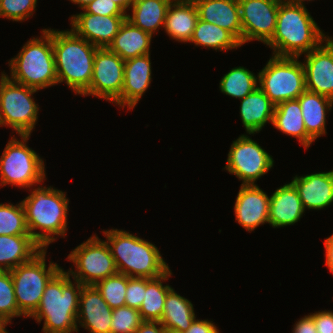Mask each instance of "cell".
Returning a JSON list of instances; mask_svg holds the SVG:
<instances>
[{
	"label": "cell",
	"instance_id": "7402d4cb",
	"mask_svg": "<svg viewBox=\"0 0 333 333\" xmlns=\"http://www.w3.org/2000/svg\"><path fill=\"white\" fill-rule=\"evenodd\" d=\"M199 19L231 32L242 45V25L238 0H200L195 3Z\"/></svg>",
	"mask_w": 333,
	"mask_h": 333
},
{
	"label": "cell",
	"instance_id": "c3c4849f",
	"mask_svg": "<svg viewBox=\"0 0 333 333\" xmlns=\"http://www.w3.org/2000/svg\"><path fill=\"white\" fill-rule=\"evenodd\" d=\"M284 1H286L287 3L293 4V5H298V6H301V7H306L305 6V1L308 2V1H312V0H284Z\"/></svg>",
	"mask_w": 333,
	"mask_h": 333
},
{
	"label": "cell",
	"instance_id": "f35d334b",
	"mask_svg": "<svg viewBox=\"0 0 333 333\" xmlns=\"http://www.w3.org/2000/svg\"><path fill=\"white\" fill-rule=\"evenodd\" d=\"M144 291H146V278L128 277L125 306L139 310L144 299Z\"/></svg>",
	"mask_w": 333,
	"mask_h": 333
},
{
	"label": "cell",
	"instance_id": "d6986e66",
	"mask_svg": "<svg viewBox=\"0 0 333 333\" xmlns=\"http://www.w3.org/2000/svg\"><path fill=\"white\" fill-rule=\"evenodd\" d=\"M150 54L125 60L121 108L133 110L151 84Z\"/></svg>",
	"mask_w": 333,
	"mask_h": 333
},
{
	"label": "cell",
	"instance_id": "681fc988",
	"mask_svg": "<svg viewBox=\"0 0 333 333\" xmlns=\"http://www.w3.org/2000/svg\"><path fill=\"white\" fill-rule=\"evenodd\" d=\"M7 322L0 317V333H8L6 330Z\"/></svg>",
	"mask_w": 333,
	"mask_h": 333
},
{
	"label": "cell",
	"instance_id": "3957f363",
	"mask_svg": "<svg viewBox=\"0 0 333 333\" xmlns=\"http://www.w3.org/2000/svg\"><path fill=\"white\" fill-rule=\"evenodd\" d=\"M30 192L29 196L21 201L27 228L32 238L43 249H47L56 238L66 235L69 199L62 190L40 184ZM37 229L40 232H37Z\"/></svg>",
	"mask_w": 333,
	"mask_h": 333
},
{
	"label": "cell",
	"instance_id": "44dd1931",
	"mask_svg": "<svg viewBox=\"0 0 333 333\" xmlns=\"http://www.w3.org/2000/svg\"><path fill=\"white\" fill-rule=\"evenodd\" d=\"M268 222L273 228L294 225L300 221L305 209L292 182L277 188L270 196Z\"/></svg>",
	"mask_w": 333,
	"mask_h": 333
},
{
	"label": "cell",
	"instance_id": "9c48e42d",
	"mask_svg": "<svg viewBox=\"0 0 333 333\" xmlns=\"http://www.w3.org/2000/svg\"><path fill=\"white\" fill-rule=\"evenodd\" d=\"M46 249H42L30 261L10 271L19 312L26 318L38 308L45 287L61 269L54 262L46 265Z\"/></svg>",
	"mask_w": 333,
	"mask_h": 333
},
{
	"label": "cell",
	"instance_id": "e575fe53",
	"mask_svg": "<svg viewBox=\"0 0 333 333\" xmlns=\"http://www.w3.org/2000/svg\"><path fill=\"white\" fill-rule=\"evenodd\" d=\"M127 281V275L117 273L97 282L94 286L113 310L125 306Z\"/></svg>",
	"mask_w": 333,
	"mask_h": 333
},
{
	"label": "cell",
	"instance_id": "4316f807",
	"mask_svg": "<svg viewBox=\"0 0 333 333\" xmlns=\"http://www.w3.org/2000/svg\"><path fill=\"white\" fill-rule=\"evenodd\" d=\"M198 19L195 4L173 0L169 5L163 28L170 38L187 43L192 38Z\"/></svg>",
	"mask_w": 333,
	"mask_h": 333
},
{
	"label": "cell",
	"instance_id": "ab89813d",
	"mask_svg": "<svg viewBox=\"0 0 333 333\" xmlns=\"http://www.w3.org/2000/svg\"><path fill=\"white\" fill-rule=\"evenodd\" d=\"M85 12L101 16H126L127 14L113 0H94L84 9Z\"/></svg>",
	"mask_w": 333,
	"mask_h": 333
},
{
	"label": "cell",
	"instance_id": "ac0fdd59",
	"mask_svg": "<svg viewBox=\"0 0 333 333\" xmlns=\"http://www.w3.org/2000/svg\"><path fill=\"white\" fill-rule=\"evenodd\" d=\"M113 310L94 285H83L79 295L77 324L90 333H111Z\"/></svg>",
	"mask_w": 333,
	"mask_h": 333
},
{
	"label": "cell",
	"instance_id": "d6a6232c",
	"mask_svg": "<svg viewBox=\"0 0 333 333\" xmlns=\"http://www.w3.org/2000/svg\"><path fill=\"white\" fill-rule=\"evenodd\" d=\"M258 87V75L243 66L232 68L220 80V91L233 98L243 99Z\"/></svg>",
	"mask_w": 333,
	"mask_h": 333
},
{
	"label": "cell",
	"instance_id": "8fae6325",
	"mask_svg": "<svg viewBox=\"0 0 333 333\" xmlns=\"http://www.w3.org/2000/svg\"><path fill=\"white\" fill-rule=\"evenodd\" d=\"M67 259L76 265V270L67 272L82 285H95L118 273L108 243L95 234L74 248Z\"/></svg>",
	"mask_w": 333,
	"mask_h": 333
},
{
	"label": "cell",
	"instance_id": "d4e9b609",
	"mask_svg": "<svg viewBox=\"0 0 333 333\" xmlns=\"http://www.w3.org/2000/svg\"><path fill=\"white\" fill-rule=\"evenodd\" d=\"M297 99L307 134L315 141L327 133L326 114L332 109L333 100L307 89Z\"/></svg>",
	"mask_w": 333,
	"mask_h": 333
},
{
	"label": "cell",
	"instance_id": "8d00e7d4",
	"mask_svg": "<svg viewBox=\"0 0 333 333\" xmlns=\"http://www.w3.org/2000/svg\"><path fill=\"white\" fill-rule=\"evenodd\" d=\"M143 322L138 309L118 307L112 312L111 333H135Z\"/></svg>",
	"mask_w": 333,
	"mask_h": 333
},
{
	"label": "cell",
	"instance_id": "9a60e30c",
	"mask_svg": "<svg viewBox=\"0 0 333 333\" xmlns=\"http://www.w3.org/2000/svg\"><path fill=\"white\" fill-rule=\"evenodd\" d=\"M304 55L306 89L333 100V38Z\"/></svg>",
	"mask_w": 333,
	"mask_h": 333
},
{
	"label": "cell",
	"instance_id": "277c9868",
	"mask_svg": "<svg viewBox=\"0 0 333 333\" xmlns=\"http://www.w3.org/2000/svg\"><path fill=\"white\" fill-rule=\"evenodd\" d=\"M52 45L57 83L65 82L76 95L82 96L90 86L98 48L71 29H52Z\"/></svg>",
	"mask_w": 333,
	"mask_h": 333
},
{
	"label": "cell",
	"instance_id": "816d5d0a",
	"mask_svg": "<svg viewBox=\"0 0 333 333\" xmlns=\"http://www.w3.org/2000/svg\"><path fill=\"white\" fill-rule=\"evenodd\" d=\"M165 333H181V332H176V331L165 329Z\"/></svg>",
	"mask_w": 333,
	"mask_h": 333
},
{
	"label": "cell",
	"instance_id": "836d02e7",
	"mask_svg": "<svg viewBox=\"0 0 333 333\" xmlns=\"http://www.w3.org/2000/svg\"><path fill=\"white\" fill-rule=\"evenodd\" d=\"M0 235H30L22 202L0 203Z\"/></svg>",
	"mask_w": 333,
	"mask_h": 333
},
{
	"label": "cell",
	"instance_id": "4fadbf2b",
	"mask_svg": "<svg viewBox=\"0 0 333 333\" xmlns=\"http://www.w3.org/2000/svg\"><path fill=\"white\" fill-rule=\"evenodd\" d=\"M125 60L108 48H98L94 56L91 83L82 96H95L121 107Z\"/></svg>",
	"mask_w": 333,
	"mask_h": 333
},
{
	"label": "cell",
	"instance_id": "7a4b0ae2",
	"mask_svg": "<svg viewBox=\"0 0 333 333\" xmlns=\"http://www.w3.org/2000/svg\"><path fill=\"white\" fill-rule=\"evenodd\" d=\"M61 268L47 283L37 310L30 316L44 320L43 333L78 332L77 313L82 284ZM76 284V285H75Z\"/></svg>",
	"mask_w": 333,
	"mask_h": 333
},
{
	"label": "cell",
	"instance_id": "83f0119b",
	"mask_svg": "<svg viewBox=\"0 0 333 333\" xmlns=\"http://www.w3.org/2000/svg\"><path fill=\"white\" fill-rule=\"evenodd\" d=\"M272 124L280 132L297 138L306 149L314 142L307 134L298 99L287 100L276 105Z\"/></svg>",
	"mask_w": 333,
	"mask_h": 333
},
{
	"label": "cell",
	"instance_id": "60d3db41",
	"mask_svg": "<svg viewBox=\"0 0 333 333\" xmlns=\"http://www.w3.org/2000/svg\"><path fill=\"white\" fill-rule=\"evenodd\" d=\"M313 317L317 333H333V312L330 310L310 313Z\"/></svg>",
	"mask_w": 333,
	"mask_h": 333
},
{
	"label": "cell",
	"instance_id": "6da1fadb",
	"mask_svg": "<svg viewBox=\"0 0 333 333\" xmlns=\"http://www.w3.org/2000/svg\"><path fill=\"white\" fill-rule=\"evenodd\" d=\"M328 37L320 30L306 7L282 0L273 37L266 45L275 56L300 57L316 49Z\"/></svg>",
	"mask_w": 333,
	"mask_h": 333
},
{
	"label": "cell",
	"instance_id": "7dc6e473",
	"mask_svg": "<svg viewBox=\"0 0 333 333\" xmlns=\"http://www.w3.org/2000/svg\"><path fill=\"white\" fill-rule=\"evenodd\" d=\"M72 3L79 5L80 9H84L88 4L94 0H70Z\"/></svg>",
	"mask_w": 333,
	"mask_h": 333
},
{
	"label": "cell",
	"instance_id": "7c38bea8",
	"mask_svg": "<svg viewBox=\"0 0 333 333\" xmlns=\"http://www.w3.org/2000/svg\"><path fill=\"white\" fill-rule=\"evenodd\" d=\"M226 162L224 169L242 180L241 185H256L274 165L272 156L246 134L233 141Z\"/></svg>",
	"mask_w": 333,
	"mask_h": 333
},
{
	"label": "cell",
	"instance_id": "1f68e13d",
	"mask_svg": "<svg viewBox=\"0 0 333 333\" xmlns=\"http://www.w3.org/2000/svg\"><path fill=\"white\" fill-rule=\"evenodd\" d=\"M172 272L169 269L166 273L157 278H146V291L139 312L144 321H160L163 316L165 298L172 289L169 285H163V281L169 280Z\"/></svg>",
	"mask_w": 333,
	"mask_h": 333
},
{
	"label": "cell",
	"instance_id": "b9f144b4",
	"mask_svg": "<svg viewBox=\"0 0 333 333\" xmlns=\"http://www.w3.org/2000/svg\"><path fill=\"white\" fill-rule=\"evenodd\" d=\"M218 327L215 326L213 321L194 319L190 328L184 333H219Z\"/></svg>",
	"mask_w": 333,
	"mask_h": 333
},
{
	"label": "cell",
	"instance_id": "e0dca14e",
	"mask_svg": "<svg viewBox=\"0 0 333 333\" xmlns=\"http://www.w3.org/2000/svg\"><path fill=\"white\" fill-rule=\"evenodd\" d=\"M270 196L256 185H241L236 197L235 220L248 232L268 223Z\"/></svg>",
	"mask_w": 333,
	"mask_h": 333
},
{
	"label": "cell",
	"instance_id": "2e32d148",
	"mask_svg": "<svg viewBox=\"0 0 333 333\" xmlns=\"http://www.w3.org/2000/svg\"><path fill=\"white\" fill-rule=\"evenodd\" d=\"M125 19L126 16H101L83 10L70 17V24L77 36L97 48H108Z\"/></svg>",
	"mask_w": 333,
	"mask_h": 333
},
{
	"label": "cell",
	"instance_id": "f546056e",
	"mask_svg": "<svg viewBox=\"0 0 333 333\" xmlns=\"http://www.w3.org/2000/svg\"><path fill=\"white\" fill-rule=\"evenodd\" d=\"M195 318L191 301L177 294L172 288L165 298L163 316L159 322L165 329L184 333Z\"/></svg>",
	"mask_w": 333,
	"mask_h": 333
},
{
	"label": "cell",
	"instance_id": "cb8c5ba5",
	"mask_svg": "<svg viewBox=\"0 0 333 333\" xmlns=\"http://www.w3.org/2000/svg\"><path fill=\"white\" fill-rule=\"evenodd\" d=\"M42 249L31 235H0V271H11Z\"/></svg>",
	"mask_w": 333,
	"mask_h": 333
},
{
	"label": "cell",
	"instance_id": "f907efd6",
	"mask_svg": "<svg viewBox=\"0 0 333 333\" xmlns=\"http://www.w3.org/2000/svg\"><path fill=\"white\" fill-rule=\"evenodd\" d=\"M176 1H178V2H185V3H193V4H195V3H197V2L200 1V0H176Z\"/></svg>",
	"mask_w": 333,
	"mask_h": 333
},
{
	"label": "cell",
	"instance_id": "603a6c76",
	"mask_svg": "<svg viewBox=\"0 0 333 333\" xmlns=\"http://www.w3.org/2000/svg\"><path fill=\"white\" fill-rule=\"evenodd\" d=\"M240 100V116L247 134L259 133L266 123L273 122L275 105L259 86Z\"/></svg>",
	"mask_w": 333,
	"mask_h": 333
},
{
	"label": "cell",
	"instance_id": "7bdbcfd3",
	"mask_svg": "<svg viewBox=\"0 0 333 333\" xmlns=\"http://www.w3.org/2000/svg\"><path fill=\"white\" fill-rule=\"evenodd\" d=\"M292 333H317L313 317L308 314L296 321Z\"/></svg>",
	"mask_w": 333,
	"mask_h": 333
},
{
	"label": "cell",
	"instance_id": "5b68a950",
	"mask_svg": "<svg viewBox=\"0 0 333 333\" xmlns=\"http://www.w3.org/2000/svg\"><path fill=\"white\" fill-rule=\"evenodd\" d=\"M102 232L118 273L128 277L152 279L170 269L158 248L147 240L120 229Z\"/></svg>",
	"mask_w": 333,
	"mask_h": 333
},
{
	"label": "cell",
	"instance_id": "30bf717a",
	"mask_svg": "<svg viewBox=\"0 0 333 333\" xmlns=\"http://www.w3.org/2000/svg\"><path fill=\"white\" fill-rule=\"evenodd\" d=\"M299 57L272 55L258 73L259 88L276 106L297 99L305 90V71Z\"/></svg>",
	"mask_w": 333,
	"mask_h": 333
},
{
	"label": "cell",
	"instance_id": "4dcf8cb0",
	"mask_svg": "<svg viewBox=\"0 0 333 333\" xmlns=\"http://www.w3.org/2000/svg\"><path fill=\"white\" fill-rule=\"evenodd\" d=\"M189 43L196 46L227 51L241 47L240 41L228 30L198 19Z\"/></svg>",
	"mask_w": 333,
	"mask_h": 333
},
{
	"label": "cell",
	"instance_id": "8992f818",
	"mask_svg": "<svg viewBox=\"0 0 333 333\" xmlns=\"http://www.w3.org/2000/svg\"><path fill=\"white\" fill-rule=\"evenodd\" d=\"M12 81L41 90L57 83L52 45V29H43L23 45L16 57L8 62Z\"/></svg>",
	"mask_w": 333,
	"mask_h": 333
},
{
	"label": "cell",
	"instance_id": "f1b7e54d",
	"mask_svg": "<svg viewBox=\"0 0 333 333\" xmlns=\"http://www.w3.org/2000/svg\"><path fill=\"white\" fill-rule=\"evenodd\" d=\"M173 0H135L132 6V14L126 15V19L141 30L153 34L158 28L164 27L165 17Z\"/></svg>",
	"mask_w": 333,
	"mask_h": 333
},
{
	"label": "cell",
	"instance_id": "f6af8a7d",
	"mask_svg": "<svg viewBox=\"0 0 333 333\" xmlns=\"http://www.w3.org/2000/svg\"><path fill=\"white\" fill-rule=\"evenodd\" d=\"M324 245H325V257H326L325 265L333 274V234L325 239Z\"/></svg>",
	"mask_w": 333,
	"mask_h": 333
},
{
	"label": "cell",
	"instance_id": "74e56055",
	"mask_svg": "<svg viewBox=\"0 0 333 333\" xmlns=\"http://www.w3.org/2000/svg\"><path fill=\"white\" fill-rule=\"evenodd\" d=\"M38 0H0V18L25 21L33 15Z\"/></svg>",
	"mask_w": 333,
	"mask_h": 333
},
{
	"label": "cell",
	"instance_id": "d590c367",
	"mask_svg": "<svg viewBox=\"0 0 333 333\" xmlns=\"http://www.w3.org/2000/svg\"><path fill=\"white\" fill-rule=\"evenodd\" d=\"M23 316L17 306L14 285L10 271H0V317L7 323L12 318Z\"/></svg>",
	"mask_w": 333,
	"mask_h": 333
},
{
	"label": "cell",
	"instance_id": "52a82bcc",
	"mask_svg": "<svg viewBox=\"0 0 333 333\" xmlns=\"http://www.w3.org/2000/svg\"><path fill=\"white\" fill-rule=\"evenodd\" d=\"M11 137L0 158V186L12 185L31 188L46 179L43 159L30 147V135Z\"/></svg>",
	"mask_w": 333,
	"mask_h": 333
},
{
	"label": "cell",
	"instance_id": "ffe728a7",
	"mask_svg": "<svg viewBox=\"0 0 333 333\" xmlns=\"http://www.w3.org/2000/svg\"><path fill=\"white\" fill-rule=\"evenodd\" d=\"M296 187L304 209L321 210L333 203V170L295 176Z\"/></svg>",
	"mask_w": 333,
	"mask_h": 333
},
{
	"label": "cell",
	"instance_id": "5bb4252c",
	"mask_svg": "<svg viewBox=\"0 0 333 333\" xmlns=\"http://www.w3.org/2000/svg\"><path fill=\"white\" fill-rule=\"evenodd\" d=\"M282 0H238L242 46L253 40L267 44L273 37Z\"/></svg>",
	"mask_w": 333,
	"mask_h": 333
},
{
	"label": "cell",
	"instance_id": "bcb514c9",
	"mask_svg": "<svg viewBox=\"0 0 333 333\" xmlns=\"http://www.w3.org/2000/svg\"><path fill=\"white\" fill-rule=\"evenodd\" d=\"M126 14L135 0H113Z\"/></svg>",
	"mask_w": 333,
	"mask_h": 333
},
{
	"label": "cell",
	"instance_id": "484cf974",
	"mask_svg": "<svg viewBox=\"0 0 333 333\" xmlns=\"http://www.w3.org/2000/svg\"><path fill=\"white\" fill-rule=\"evenodd\" d=\"M152 35L125 19L108 49L121 59L150 54Z\"/></svg>",
	"mask_w": 333,
	"mask_h": 333
},
{
	"label": "cell",
	"instance_id": "ba28073f",
	"mask_svg": "<svg viewBox=\"0 0 333 333\" xmlns=\"http://www.w3.org/2000/svg\"><path fill=\"white\" fill-rule=\"evenodd\" d=\"M37 89L12 81L3 71L0 76V127L13 128L18 135H31L39 105L32 97Z\"/></svg>",
	"mask_w": 333,
	"mask_h": 333
},
{
	"label": "cell",
	"instance_id": "ee69618b",
	"mask_svg": "<svg viewBox=\"0 0 333 333\" xmlns=\"http://www.w3.org/2000/svg\"><path fill=\"white\" fill-rule=\"evenodd\" d=\"M135 333H165V327L159 321H144Z\"/></svg>",
	"mask_w": 333,
	"mask_h": 333
}]
</instances>
